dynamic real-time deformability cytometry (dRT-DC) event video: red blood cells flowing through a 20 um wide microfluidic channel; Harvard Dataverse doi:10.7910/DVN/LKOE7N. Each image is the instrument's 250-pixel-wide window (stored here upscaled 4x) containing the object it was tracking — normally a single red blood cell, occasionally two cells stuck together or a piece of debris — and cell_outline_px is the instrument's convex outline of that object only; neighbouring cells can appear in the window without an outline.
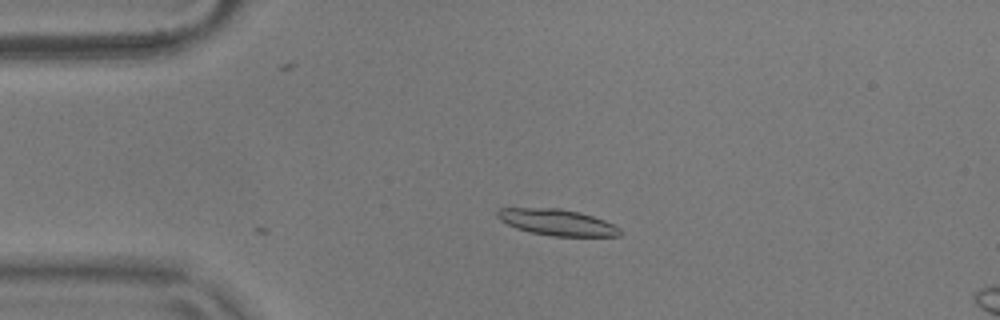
{"species": "common noctule bat (a hibernating species)", "species_latin": "Nyctalus noctula", "temperature_condition": "warm", "stored_images_in_passage": 10, "camera_frame_rate_fps": 3000, "um_per_image_px": 0.085, "animal": {"sex": "male", "body_mass_g": 17.9}, "frame": {"image": 1, "passage_image": 10, "time_ms": 3.0, "image_size_px": [1000, 320], "cell_outline_px": [[620, 236], [552, 236], [532, 232], [516, 228], [500, 220], [496, 216], [496, 212], [500, 208], [560, 208], [580, 212], [604, 220], [620, 228]], "centroid_in_image_um": [47.34, 18.89], "position_along_channel_um": 37.7, "area_um2": 18.61}}